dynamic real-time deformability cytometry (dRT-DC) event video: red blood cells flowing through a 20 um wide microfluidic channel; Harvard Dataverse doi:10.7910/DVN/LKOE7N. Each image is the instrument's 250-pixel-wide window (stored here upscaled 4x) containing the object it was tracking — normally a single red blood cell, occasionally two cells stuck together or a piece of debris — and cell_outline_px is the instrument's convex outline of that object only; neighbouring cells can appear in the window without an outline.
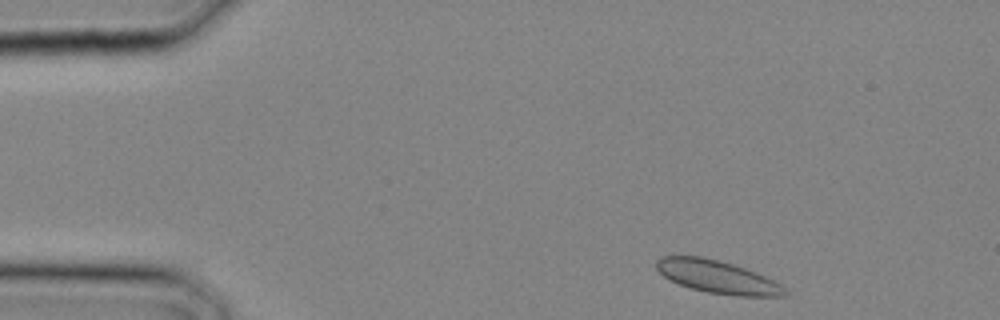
{"species": "common noctule bat (a hibernating species)", "species_latin": "Nyctalus noctula", "temperature_condition": "cold", "stored_images_in_passage": 25, "camera_frame_rate_fps": 3000, "um_per_image_px": 0.085, "animal": {"sex": "male", "body_mass_g": 20.4}, "frame": {"image": 1, "passage_image": 1, "time_ms": 0.0, "image_size_px": [1000, 320], "cell_outline_px": [[788, 296], [736, 296], [708, 292], [688, 288], [664, 276], [656, 268], [656, 260], [664, 256], [700, 256], [732, 264], [756, 272], [780, 284], [788, 292]], "centroid_in_image_um": [60.99, 23.54], "position_along_channel_um": 24.0, "area_um2": 24.28}}
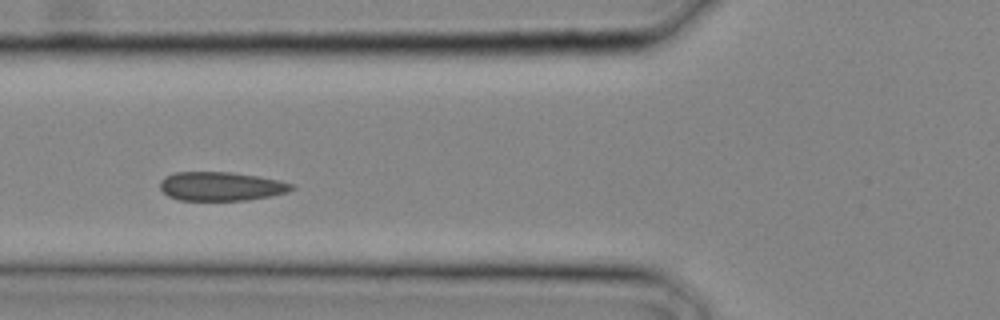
{"frame": {"image": 2, "passage_image": 8, "time_ms": 2.333, "image_size_px": [1000, 320], "cell_outline_px": [[296, 188], [288, 192], [272, 196], [248, 200], [180, 200], [168, 196], [160, 188], [160, 180], [164, 176], [176, 172], [232, 172], [260, 176], [292, 184]], "centroid_in_image_um": [18.79, 15.83], "position_along_channel_um": 107.0, "area_um2": 22.25}}
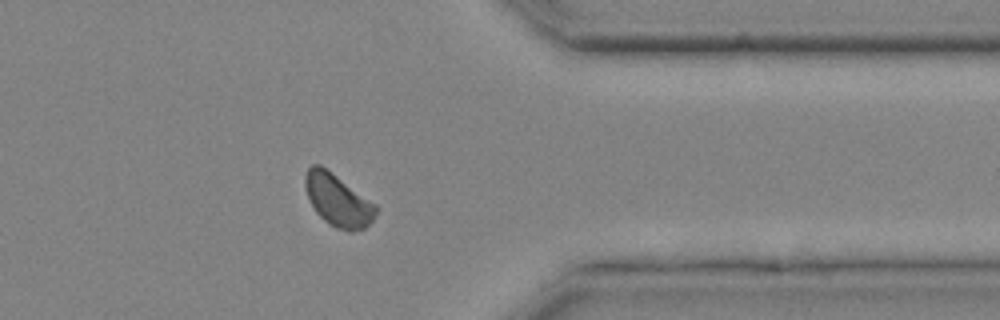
{"frame": {"image": 3, "passage_image": 21, "time_ms": 6.667, "image_size_px": [1000, 320], "cell_outline_px": [[376, 212], [372, 220], [364, 228], [352, 232], [348, 232], [336, 228], [328, 224], [316, 212], [308, 196], [304, 184], [304, 176], [308, 168], [312, 164], [320, 164], [376, 204]], "centroid_in_image_um": [28.7, 17.02], "position_along_channel_um": 382.7, "area_um2": 21.33}}